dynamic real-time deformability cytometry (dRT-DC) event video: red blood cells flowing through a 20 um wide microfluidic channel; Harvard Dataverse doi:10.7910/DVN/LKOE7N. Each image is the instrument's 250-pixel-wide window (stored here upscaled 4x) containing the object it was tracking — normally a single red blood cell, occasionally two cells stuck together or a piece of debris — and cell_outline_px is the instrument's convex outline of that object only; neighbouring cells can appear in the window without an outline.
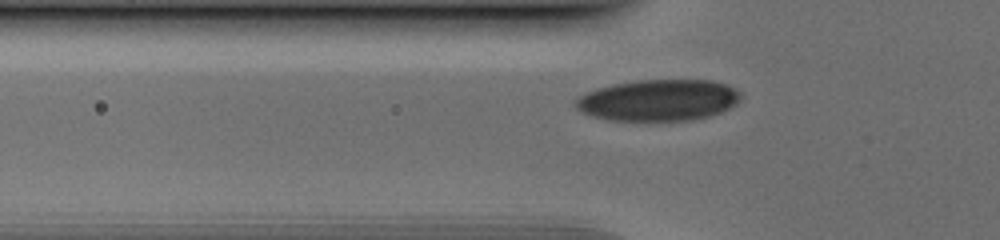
{"species": "human", "species_latin": "Homo sapiens", "temperature_condition": "cold", "stored_images_in_passage": 36, "segment_of_instrument_passage": [1, 2], "camera_frame_rate_fps": 3000, "um_per_image_px": 0.085, "donor": {"sex": "male"}, "frame": {"image": 1, "passage_image": 2, "time_ms": 0.333, "image_size_px": [1000, 240], "cell_outline_px": [[740, 100], [736, 104], [720, 112], [708, 116], [692, 120], [608, 120], [592, 116], [580, 112], [572, 104], [580, 96], [596, 88], [612, 84], [636, 80], [712, 80], [724, 84], [740, 92]], "centroid_in_image_um": [55.92, 8.51], "position_along_channel_um": 69.9, "area_um2": 39.77}}
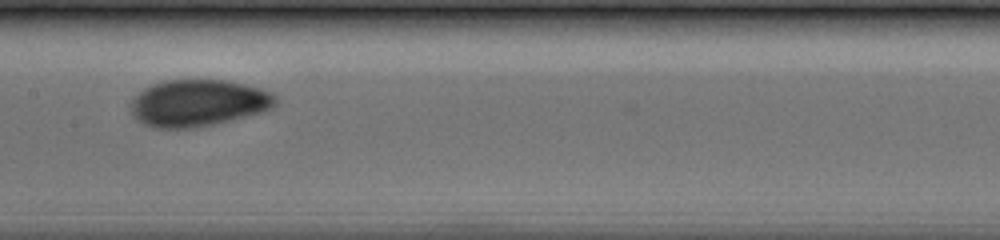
{"frame": {"image": 2, "passage_image": 11, "time_ms": 3.333, "image_size_px": [1000, 240], "cell_outline_px": [[276, 104], [272, 108], [248, 116], [232, 120], [192, 128], [156, 128], [144, 124], [132, 116], [128, 104], [144, 88], [152, 84], [164, 80], [228, 80], [260, 88], [272, 92], [276, 96]], "centroid_in_image_um": [16.83, 8.75], "position_along_channel_um": 190.6, "area_um2": 39.65}}
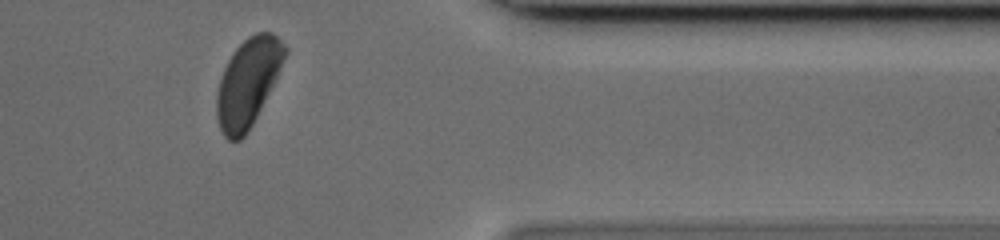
{"frame": {"image": 3, "passage_image": 27, "time_ms": 8.667, "image_size_px": [1000, 240], "cell_outline_px": [[288, 52], [276, 80], [252, 124], [244, 136], [240, 140], [228, 140], [224, 136], [220, 128], [216, 116], [216, 96], [220, 76], [232, 52], [248, 36], [256, 32], [272, 32], [288, 48]], "centroid_in_image_um": [21.07, 6.99], "position_along_channel_um": 390.3, "area_um2": 34.97}}